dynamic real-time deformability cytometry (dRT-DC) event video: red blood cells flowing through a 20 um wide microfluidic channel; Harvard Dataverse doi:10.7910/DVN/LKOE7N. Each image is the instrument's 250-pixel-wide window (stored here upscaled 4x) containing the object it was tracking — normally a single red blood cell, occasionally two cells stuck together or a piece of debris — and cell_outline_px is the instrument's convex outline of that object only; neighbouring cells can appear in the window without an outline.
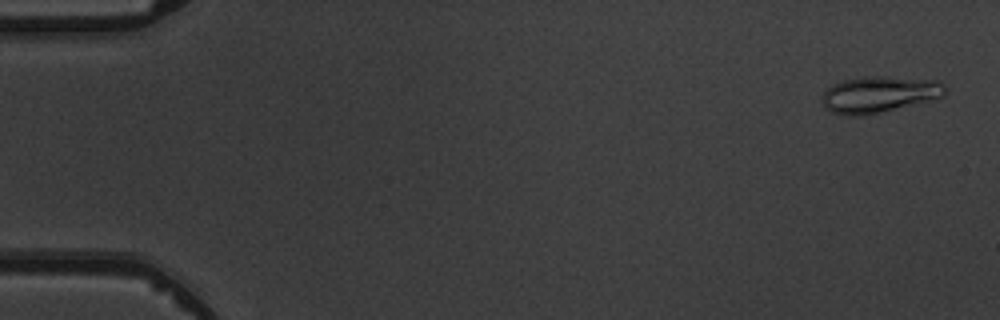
{"species": "common noctule bat (a hibernating species)", "species_latin": "Nyctalus noctula", "temperature_condition": "warm", "stored_images_in_passage": 6, "camera_frame_rate_fps": 3000, "um_per_image_px": 0.085, "animal": {"sex": "male", "body_mass_g": 19.5, "forearm_length_mm": 54.6}, "frame": {"image": 1, "passage_image": 1, "time_ms": 0.0, "image_size_px": [1000, 320], "cell_outline_px": [[948, 88], [944, 96], [864, 116], [844, 116], [832, 112], [820, 104], [820, 96], [832, 84], [844, 80], [864, 76], [888, 76], [940, 80]], "centroid_in_image_um": [74.7, 8.01], "position_along_channel_um": 10.3, "area_um2": 26.41}}
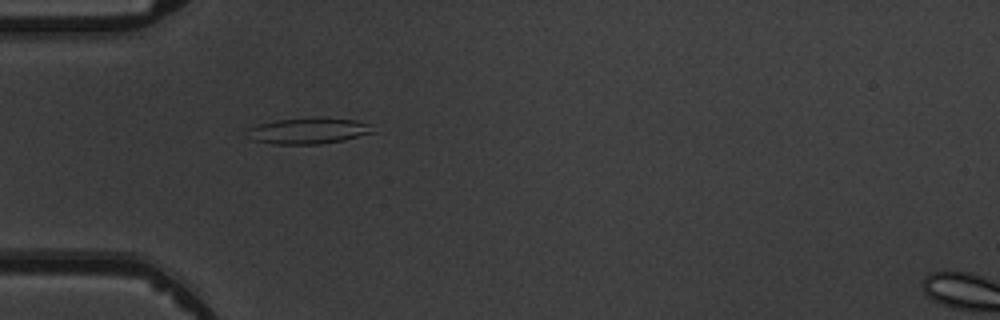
{"frame": {"image": 2, "passage_image": 5, "time_ms": 4.667, "image_size_px": [1000, 320], "cell_outline_px": [[376, 132], [344, 140], [320, 144], [272, 144], [252, 140], [248, 128], [260, 124], [276, 120], [316, 116], [328, 116], [356, 120], [372, 124]], "centroid_in_image_um": [26.32, 11.09], "position_along_channel_um": 58.7, "area_um2": 19.54}}